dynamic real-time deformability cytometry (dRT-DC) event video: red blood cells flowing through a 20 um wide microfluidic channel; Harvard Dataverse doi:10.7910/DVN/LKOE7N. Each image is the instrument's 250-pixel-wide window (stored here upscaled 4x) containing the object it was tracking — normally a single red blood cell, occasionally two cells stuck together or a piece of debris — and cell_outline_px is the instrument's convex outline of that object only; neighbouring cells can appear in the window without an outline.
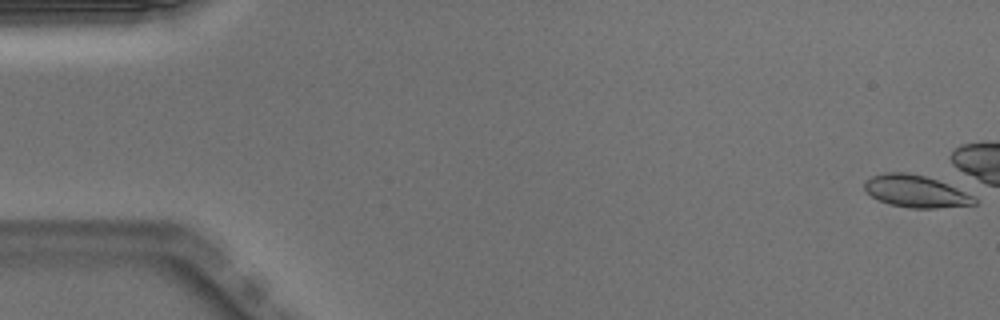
{"species": "Egyptian fruit bat (a non-hibernating species)", "species_latin": "Rousettus aegyptiacus", "temperature_condition": "warm", "stored_images_in_passage": 1, "camera_frame_rate_fps": 3000, "um_per_image_px": 0.085, "animal": {"sex": "male"}, "frame": {"image": 1, "passage_image": 1, "time_ms": 0.0, "image_size_px": [1000, 320], "cell_outline_px": [[976, 204], [936, 208], [912, 208], [892, 204], [880, 200], [872, 196], [864, 188], [864, 180], [872, 176], [884, 172], [904, 172], [924, 176], [936, 180], [956, 188], [972, 196], [976, 200]], "centroid_in_image_um": [77.79, 16.25], "position_along_channel_um": 7.2, "area_um2": 20.11}}